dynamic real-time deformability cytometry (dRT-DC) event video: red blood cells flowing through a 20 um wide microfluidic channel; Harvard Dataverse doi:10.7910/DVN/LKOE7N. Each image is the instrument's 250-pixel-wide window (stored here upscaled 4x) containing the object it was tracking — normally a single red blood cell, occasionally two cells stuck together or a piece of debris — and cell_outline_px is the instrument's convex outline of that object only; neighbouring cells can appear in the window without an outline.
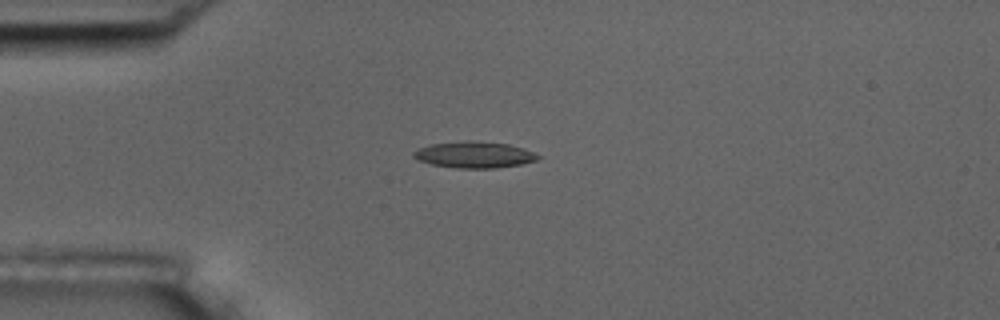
{"species": "common noctule bat (a hibernating species)", "species_latin": "Nyctalus noctula", "temperature_condition": "room temperature", "stored_images_in_passage": 3, "camera_frame_rate_fps": 3000, "um_per_image_px": 0.085, "animal": {"sex": "male", "body_mass_g": 17.5, "forearm_length_mm": 52.3}, "frame": {"image": 1, "passage_image": 1, "time_ms": 0.0, "image_size_px": [1000, 320], "cell_outline_px": [[540, 156], [536, 160], [520, 164], [496, 168], [456, 168], [432, 164], [420, 160], [412, 156], [412, 152], [420, 148], [432, 144], [468, 140], [508, 144], [524, 148]], "centroid_in_image_um": [40.31, 13.15], "position_along_channel_um": 44.7, "area_um2": 18.84}}